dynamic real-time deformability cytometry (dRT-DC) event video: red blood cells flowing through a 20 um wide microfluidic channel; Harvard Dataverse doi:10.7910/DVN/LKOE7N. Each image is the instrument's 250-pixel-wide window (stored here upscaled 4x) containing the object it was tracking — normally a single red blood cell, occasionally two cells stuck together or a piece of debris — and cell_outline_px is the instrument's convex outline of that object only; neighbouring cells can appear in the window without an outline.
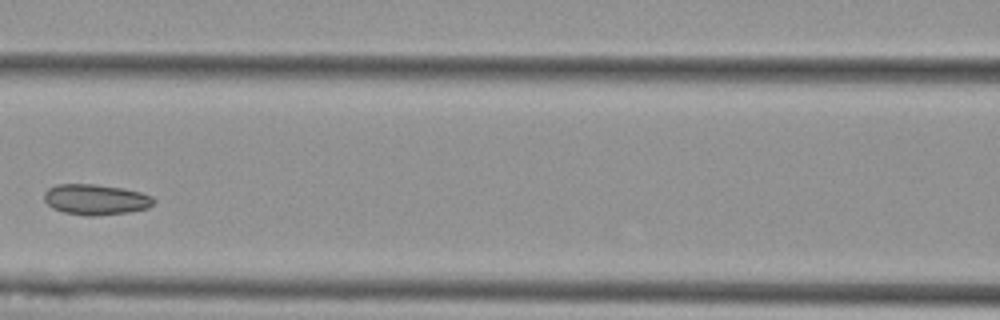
{"species": "Egyptian fruit bat (a non-hibernating species)", "species_latin": "Rousettus aegyptiacus", "temperature_condition": "cold", "stored_images_in_passage": 5, "camera_frame_rate_fps": 3000, "um_per_image_px": 0.085, "animal": {"sex": "female"}, "frame": {"image": 1, "passage_image": 5, "time_ms": 5.0, "image_size_px": [1000, 320], "cell_outline_px": [[156, 200], [148, 208], [128, 212], [92, 216], [88, 216], [64, 212], [52, 208], [44, 200], [44, 192], [48, 188], [56, 184], [96, 184], [124, 188], [140, 192], [152, 196]], "centroid_in_image_um": [8.13, 16.95], "position_along_channel_um": 158.5, "area_um2": 19.59}}